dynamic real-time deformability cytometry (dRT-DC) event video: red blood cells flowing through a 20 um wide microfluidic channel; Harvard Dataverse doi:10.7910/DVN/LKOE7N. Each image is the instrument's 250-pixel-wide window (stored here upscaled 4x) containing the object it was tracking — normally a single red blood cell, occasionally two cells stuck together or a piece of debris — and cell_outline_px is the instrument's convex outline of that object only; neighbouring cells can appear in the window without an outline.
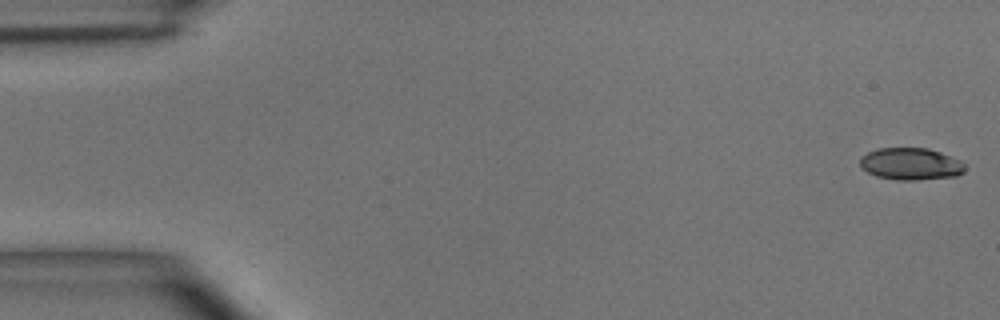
{"species": "common noctule bat (a hibernating species)", "species_latin": "Nyctalus noctula", "temperature_condition": "room temperature", "stored_images_in_passage": 50, "camera_frame_rate_fps": 3000, "um_per_image_px": 0.085, "animal": {"sex": "male", "body_mass_g": 15.6}, "frame": {"image": 1, "passage_image": 1, "time_ms": 0.0, "image_size_px": [1000, 320], "cell_outline_px": [[964, 172], [956, 176], [916, 180], [896, 180], [876, 176], [868, 172], [860, 164], [860, 156], [868, 152], [880, 148], [928, 148], [940, 152], [960, 160], [964, 164]], "centroid_in_image_um": [77.41, 13.93], "position_along_channel_um": 7.6, "area_um2": 19.54}}
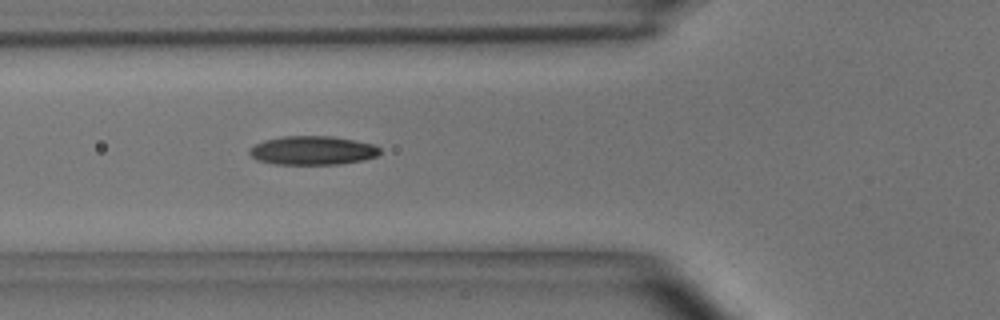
{"frame": {"image": 2, "passage_image": 18, "time_ms": 5.667, "image_size_px": [1000, 320], "cell_outline_px": [[380, 152], [376, 156], [364, 160], [340, 164], [276, 164], [256, 160], [248, 152], [248, 148], [264, 140], [284, 136], [332, 136], [356, 140], [372, 144], [380, 148]], "centroid_in_image_um": [26.56, 12.78], "position_along_channel_um": 99.2, "area_um2": 21.96}}
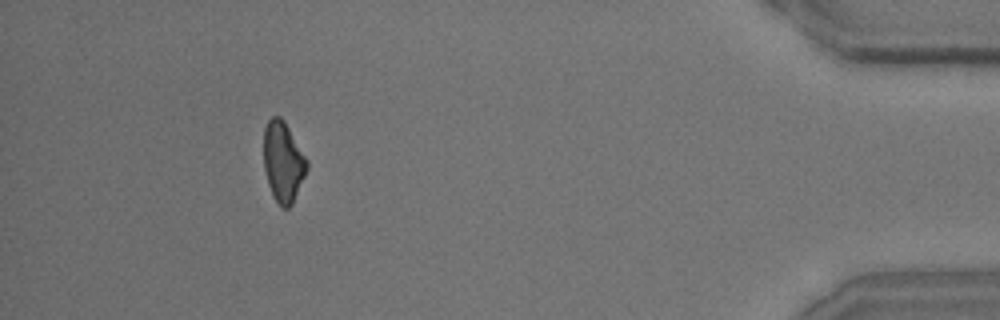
{"frame": {"image": 3, "passage_image": 46, "time_ms": 15.0, "image_size_px": [1000, 320], "cell_outline_px": [[308, 168], [292, 204], [288, 208], [280, 208], [272, 196], [268, 184], [264, 168], [264, 128], [268, 120], [272, 116], [280, 116], [284, 120], [308, 160]], "centroid_in_image_um": [24.06, 13.76], "position_along_channel_um": 411.1, "area_um2": 20.35}, "authors_computed_cell_mechanics": {"area_um2": 20.808, "velocity_mm_per_s": 3.9674, "shape_relaxation_time_tau1_ms": 4.693, "shape_relaxation_time_tau2_ms": 5.3402, "deformation_change_tau1": 0.1369, "deformation_change_tau2": 0.1267}}